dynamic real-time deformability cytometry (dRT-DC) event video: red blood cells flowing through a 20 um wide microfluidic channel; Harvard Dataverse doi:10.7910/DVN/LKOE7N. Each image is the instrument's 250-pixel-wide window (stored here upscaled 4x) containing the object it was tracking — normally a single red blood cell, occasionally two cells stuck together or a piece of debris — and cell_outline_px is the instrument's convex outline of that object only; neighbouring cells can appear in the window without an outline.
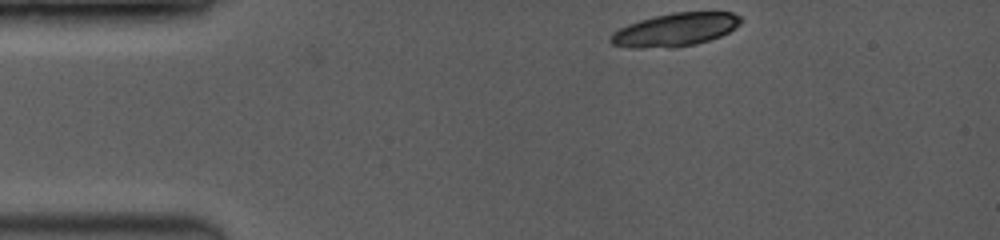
{"species": "common noctule bat (a hibernating species)", "species_latin": "Nyctalus noctula", "temperature_condition": "room temperature", "stored_images_in_passage": 4, "camera_frame_rate_fps": 3500, "um_per_image_px": 0.085, "animal": {"sex": "female", "body_mass_g": 19.0, "forearm_length_mm": 53.3}, "frame": {"image": 1, "passage_image": 1, "time_ms": 0.0, "image_size_px": [1000, 240], "cell_outline_px": [[744, 20], [736, 28], [720, 36], [696, 44], [672, 48], [628, 48], [612, 44], [608, 40], [612, 32], [628, 24], [640, 20], [656, 16], [676, 12], [732, 12], [740, 16]], "centroid_in_image_um": [57.39, 2.54], "position_along_channel_um": 27.6, "area_um2": 25.32}}